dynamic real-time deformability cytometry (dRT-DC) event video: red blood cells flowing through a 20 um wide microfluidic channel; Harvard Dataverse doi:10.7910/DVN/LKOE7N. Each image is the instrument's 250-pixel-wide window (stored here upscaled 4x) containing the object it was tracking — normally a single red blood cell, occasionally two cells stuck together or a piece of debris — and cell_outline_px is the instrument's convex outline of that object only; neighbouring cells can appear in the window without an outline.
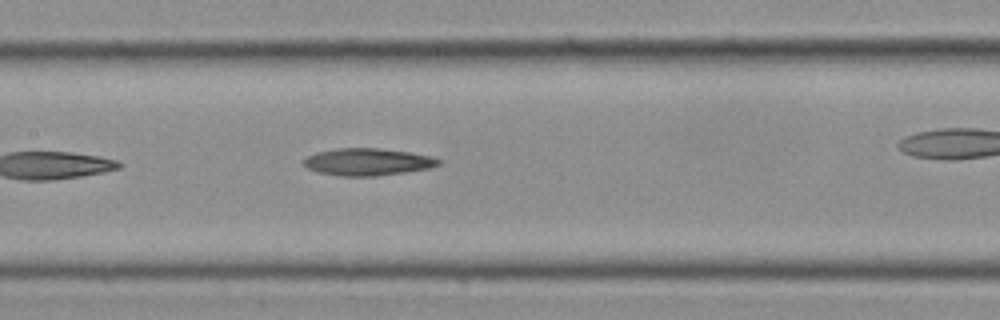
{"species": "Egyptian fruit bat (a non-hibernating species)", "species_latin": "Rousettus aegyptiacus", "temperature_condition": "cold", "stored_images_in_passage": 10, "camera_frame_rate_fps": 3000, "um_per_image_px": 0.085, "frame": {"image": 1, "passage_image": 5, "time_ms": 1.333, "image_size_px": [1000, 320], "cell_outline_px": [[444, 160], [440, 164], [428, 168], [404, 172], [376, 176], [340, 176], [316, 172], [308, 168], [304, 164], [304, 160], [308, 156], [316, 152], [340, 148], [376, 148], [408, 152], [432, 156]], "centroid_in_image_um": [31.26, 13.76], "position_along_channel_um": 176.1, "area_um2": 21.27}}